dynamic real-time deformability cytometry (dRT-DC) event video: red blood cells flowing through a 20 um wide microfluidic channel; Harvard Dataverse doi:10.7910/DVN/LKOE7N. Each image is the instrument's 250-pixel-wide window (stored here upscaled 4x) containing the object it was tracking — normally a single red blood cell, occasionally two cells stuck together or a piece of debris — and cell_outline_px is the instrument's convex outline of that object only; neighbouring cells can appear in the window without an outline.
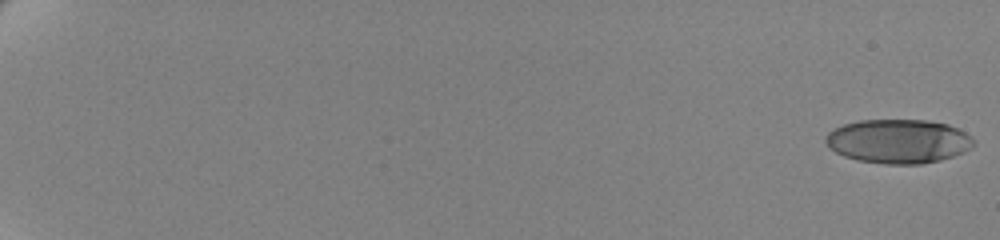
{"species": "human", "species_latin": "Homo sapiens", "temperature_condition": "cold", "stored_images_in_passage": 62, "camera_frame_rate_fps": 3000, "um_per_image_px": 0.085, "donor": {"sex": "female"}, "frame": {"image": 1, "passage_image": 1, "time_ms": 0.0, "image_size_px": [1000, 240], "cell_outline_px": [[976, 144], [972, 148], [964, 152], [940, 160], [920, 164], [884, 164], [856, 160], [844, 156], [836, 152], [824, 140], [824, 136], [828, 132], [844, 124], [860, 120], [928, 120], [948, 124], [972, 136], [976, 140]], "centroid_in_image_um": [76.39, 12.01], "position_along_channel_um": 8.6, "area_um2": 38.15}}
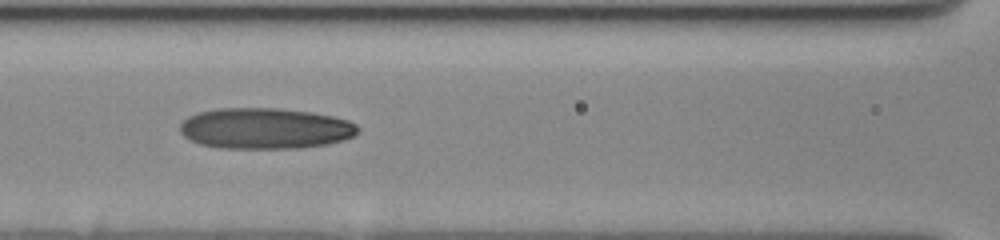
{"frame": {"image": 2, "passage_image": 32, "time_ms": 10.333, "image_size_px": [1000, 240], "cell_outline_px": [[360, 128], [356, 136], [344, 140], [328, 144], [300, 148], [220, 148], [200, 144], [184, 136], [180, 132], [180, 124], [188, 116], [196, 112], [216, 108], [280, 108], [308, 112], [332, 116], [348, 120], [356, 124]], "centroid_in_image_um": [22.55, 10.91], "position_along_channel_um": 144.1, "area_um2": 42.71}}
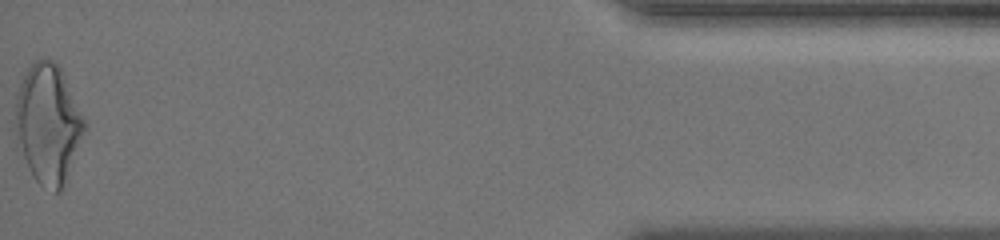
{"frame": {"image": 3, "passage_image": 62, "time_ms": 20.333, "image_size_px": [1000, 240], "cell_outline_px": [[84, 128], [60, 192], [56, 192], [40, 184], [36, 180], [16, 152], [16, 92], [28, 68], [40, 56], [48, 56], [60, 68], [84, 120]], "centroid_in_image_um": [4.0, 10.5], "position_along_channel_um": 431.2, "area_um2": 47.05}, "authors_computed_cell_mechanics": {"area_um2": 40.1999, "velocity_mm_per_s": 3.5024, "shape_relaxation_time_tau1_ms": 9.0833, "shape_relaxation_time_tau2_ms": 1.7932, "deformation_change_tau1": 0.2416, "deformation_change_tau2": 0.1043}}